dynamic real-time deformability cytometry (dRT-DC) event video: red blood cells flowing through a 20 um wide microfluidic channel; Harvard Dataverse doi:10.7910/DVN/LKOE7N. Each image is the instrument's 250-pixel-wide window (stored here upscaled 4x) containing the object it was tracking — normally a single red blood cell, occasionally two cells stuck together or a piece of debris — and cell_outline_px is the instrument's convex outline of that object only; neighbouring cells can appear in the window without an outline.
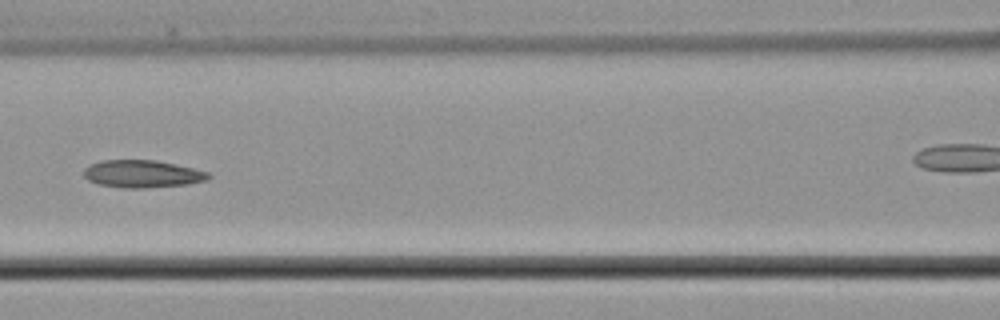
{"species": "common noctule bat (a hibernating species)", "species_latin": "Nyctalus noctula", "temperature_condition": "cold", "stored_images_in_passage": 7, "segment_of_instrument_passage": [1, 2], "camera_frame_rate_fps": 3000, "um_per_image_px": 0.085, "animal": {"sex": "male", "body_mass_g": 21.5, "forearm_length_mm": 52.0}, "frame": {"image": 1, "passage_image": 6, "time_ms": 6.0, "image_size_px": [1000, 320], "cell_outline_px": [[212, 176], [208, 180], [188, 184], [144, 188], [124, 188], [100, 184], [88, 180], [84, 176], [84, 168], [100, 160], [156, 160], [176, 164], [208, 172]], "centroid_in_image_um": [12.12, 14.78], "position_along_channel_um": 154.5, "area_um2": 19.94}}